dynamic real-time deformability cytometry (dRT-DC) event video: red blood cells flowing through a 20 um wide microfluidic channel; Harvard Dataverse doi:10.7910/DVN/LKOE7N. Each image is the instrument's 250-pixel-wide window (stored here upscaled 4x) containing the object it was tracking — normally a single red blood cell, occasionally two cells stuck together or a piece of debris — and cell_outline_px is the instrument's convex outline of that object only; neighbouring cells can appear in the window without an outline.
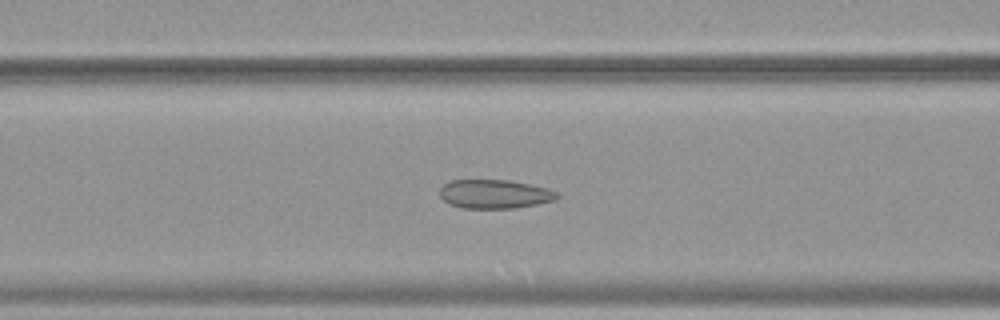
{"species": "common noctule bat (a hibernating species)", "species_latin": "Nyctalus noctula", "temperature_condition": "warm", "stored_images_in_passage": 35, "camera_frame_rate_fps": 3000, "um_per_image_px": 0.085, "animal": {"sex": "female", "body_mass_g": 19.9}, "frame": {"image": 1, "passage_image": 10, "time_ms": 3.0, "image_size_px": [1000, 320], "cell_outline_px": [[560, 196], [556, 200], [516, 208], [460, 208], [448, 204], [440, 196], [440, 188], [444, 184], [452, 180], [508, 180], [548, 188], [560, 192]], "centroid_in_image_um": [42.06, 16.5], "position_along_channel_um": 124.5, "area_um2": 19.88}}
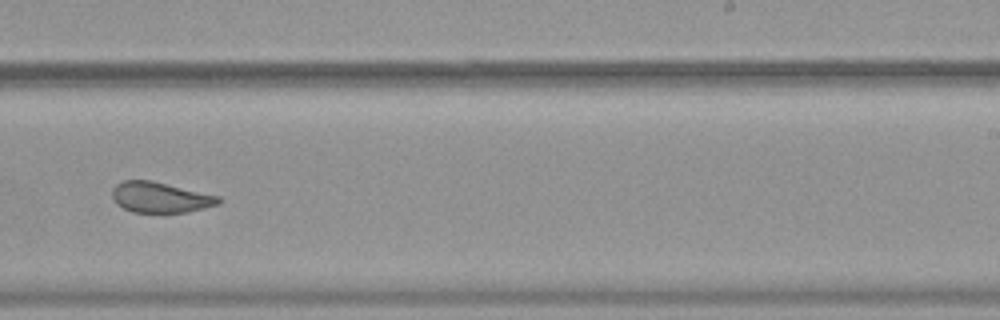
{"frame": {"image": 2, "passage_image": 22, "time_ms": 7.0, "image_size_px": [1000, 320], "cell_outline_px": [[224, 200], [220, 204], [204, 208], [184, 212], [132, 212], [116, 204], [112, 196], [112, 188], [116, 184], [124, 180], [152, 180], [220, 196]], "centroid_in_image_um": [13.64, 16.77], "position_along_channel_um": 275.4, "area_um2": 19.07}}
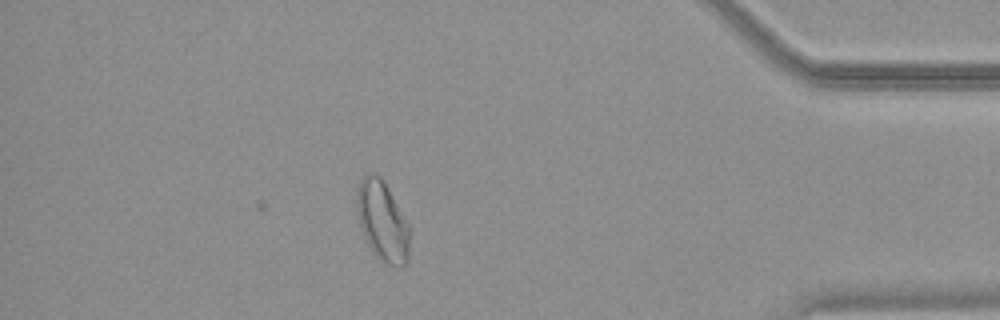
{"frame": {"image": 3, "passage_image": 35, "time_ms": 11.333, "image_size_px": [1000, 320], "cell_outline_px": [[408, 264], [400, 268], [396, 268], [384, 264], [372, 252], [364, 236], [360, 224], [356, 208], [356, 184], [368, 172], [372, 172], [380, 176], [384, 180], [408, 224]], "centroid_in_image_um": [32.48, 18.8], "position_along_channel_um": 402.7, "area_um2": 24.91}, "authors_computed_cell_mechanics": {"area_um2": 19.8832, "velocity_mm_per_s": 3.7898, "shape_relaxation_time_tau1_ms": null, "shape_relaxation_time_tau2_ms": 1.3796, "deformation_change_tau1": null, "deformation_change_tau2": 0.0679}}